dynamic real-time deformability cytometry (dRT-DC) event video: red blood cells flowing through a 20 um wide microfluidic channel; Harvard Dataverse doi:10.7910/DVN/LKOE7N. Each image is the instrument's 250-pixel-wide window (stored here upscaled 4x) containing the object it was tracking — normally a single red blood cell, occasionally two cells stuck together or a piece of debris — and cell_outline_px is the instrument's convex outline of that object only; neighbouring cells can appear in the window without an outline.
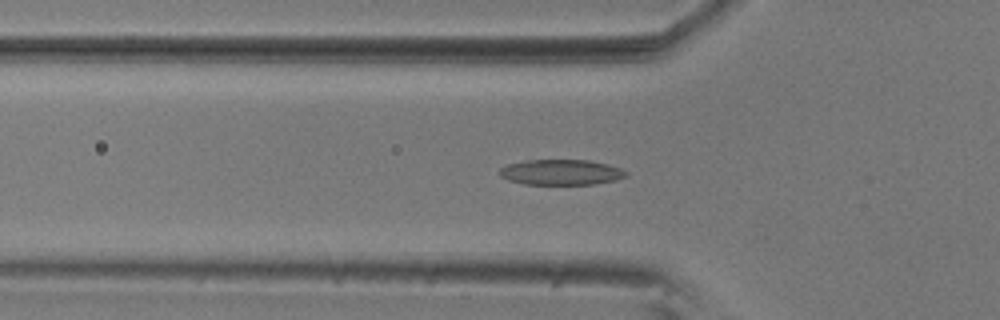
{"species": "common noctule bat (a hibernating species)", "species_latin": "Nyctalus noctula", "temperature_condition": "room temperature", "stored_images_in_passage": 53, "camera_frame_rate_fps": 3000, "um_per_image_px": 0.085, "animal": {"sex": "male", "body_mass_g": 20.5, "forearm_length_mm": 52.5}, "frame": {"image": 1, "passage_image": 19, "time_ms": 6.0, "image_size_px": [1000, 320], "cell_outline_px": [[628, 176], [616, 180], [592, 184], [524, 184], [508, 180], [500, 176], [500, 168], [508, 164], [528, 160], [588, 160], [608, 164], [620, 168], [628, 172]], "centroid_in_image_um": [47.71, 14.64], "position_along_channel_um": 78.1, "area_um2": 18.73}}
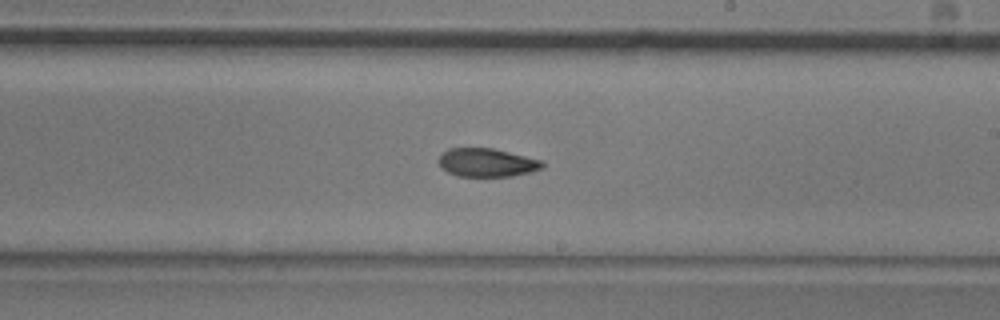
{"frame": {"image": 2, "passage_image": 33, "time_ms": 10.667, "image_size_px": [1000, 320], "cell_outline_px": [[544, 168], [532, 172], [512, 176], [456, 176], [440, 168], [440, 156], [448, 148], [492, 148], [544, 160]], "centroid_in_image_um": [41.43, 13.82], "position_along_channel_um": 247.6, "area_um2": 17.28}}
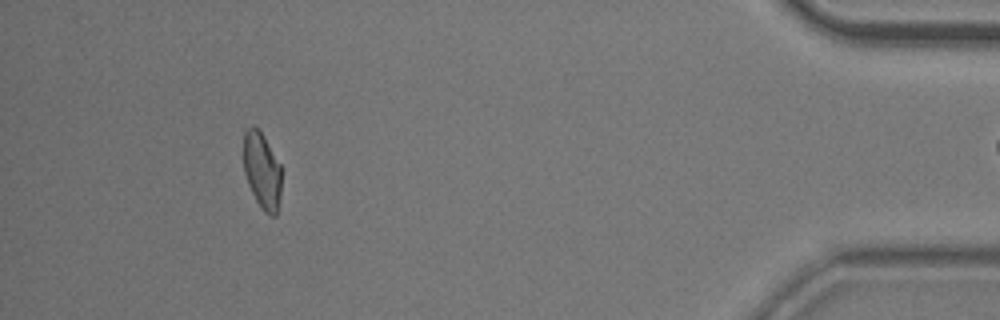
{"frame": {"image": 3, "passage_image": 52, "time_ms": 17.0, "image_size_px": [1000, 320], "cell_outline_px": [[280, 196], [276, 216], [272, 216], [264, 212], [256, 200], [248, 184], [244, 172], [244, 132], [252, 124], [256, 124], [264, 136], [280, 164]], "centroid_in_image_um": [22.26, 14.47], "position_along_channel_um": 412.9, "area_um2": 16.88}}